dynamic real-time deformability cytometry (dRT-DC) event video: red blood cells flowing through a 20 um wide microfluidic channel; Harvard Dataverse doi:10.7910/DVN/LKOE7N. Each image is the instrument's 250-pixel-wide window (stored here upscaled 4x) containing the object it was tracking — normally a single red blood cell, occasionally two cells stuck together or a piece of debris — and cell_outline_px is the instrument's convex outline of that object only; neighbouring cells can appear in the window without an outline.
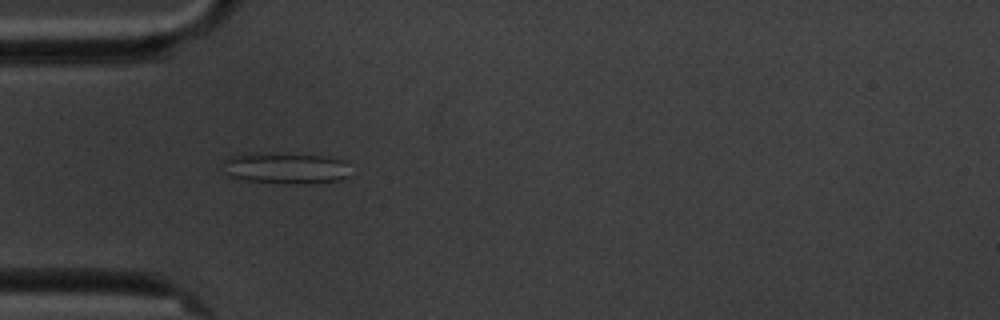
{"species": "common noctule bat (a hibernating species)", "species_latin": "Nyctalus noctula", "temperature_condition": "cold", "stored_images_in_passage": 3, "camera_frame_rate_fps": 3000, "um_per_image_px": 0.085, "animal": {"sex": "male", "body_mass_g": 20.1, "forearm_length_mm": 53.5}, "frame": {"image": 1, "passage_image": 2, "time_ms": 1.0, "image_size_px": [1000, 320], "cell_outline_px": [[348, 176], [340, 180], [308, 184], [284, 184], [240, 180], [232, 176], [228, 172], [224, 160], [228, 156], [248, 152], [276, 152], [324, 156], [344, 160]], "centroid_in_image_um": [24.25, 14.28], "position_along_channel_um": 60.7, "area_um2": 23.58}}
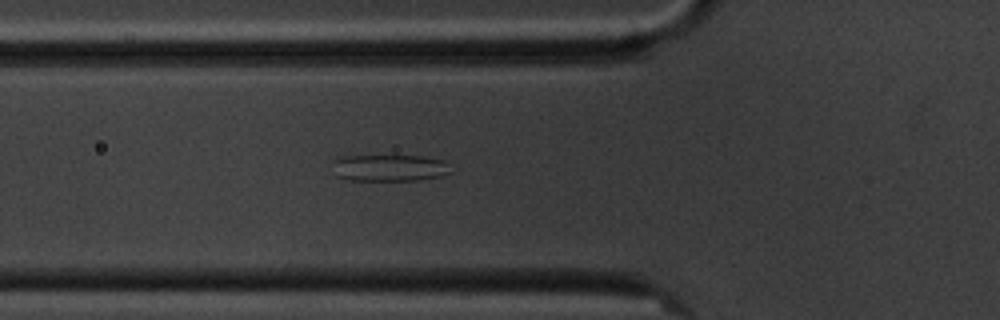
{"frame": {"image": 2, "passage_image": 3, "time_ms": 2.0, "image_size_px": [1000, 320], "cell_outline_px": [[452, 172], [440, 176], [420, 180], [348, 180], [336, 176], [332, 160], [340, 156], [420, 156], [444, 160]], "centroid_in_image_um": [33.08, 14.27], "position_along_channel_um": 92.7, "area_um2": 18.44}}